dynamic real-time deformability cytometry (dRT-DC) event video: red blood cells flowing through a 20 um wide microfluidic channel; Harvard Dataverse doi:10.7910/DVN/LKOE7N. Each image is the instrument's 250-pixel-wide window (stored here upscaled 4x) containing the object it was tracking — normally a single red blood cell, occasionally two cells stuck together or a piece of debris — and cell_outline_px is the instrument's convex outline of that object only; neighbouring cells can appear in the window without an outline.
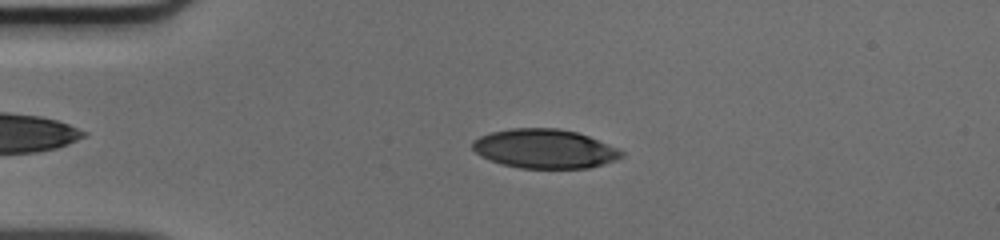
{"species": "human", "species_latin": "Homo sapiens", "temperature_condition": "cold", "stored_images_in_passage": 44, "camera_frame_rate_fps": 3000, "um_per_image_px": 0.085, "donor": {"sex": "male"}, "frame": {"image": 1, "passage_image": 11, "time_ms": 3.333, "image_size_px": [1000, 240], "cell_outline_px": [[624, 156], [616, 160], [604, 164], [588, 168], [520, 168], [504, 164], [480, 156], [472, 148], [472, 140], [480, 136], [492, 132], [512, 128], [560, 128], [576, 132], [588, 136], [616, 148], [624, 152]], "centroid_in_image_um": [46.29, 12.64], "position_along_channel_um": 38.7, "area_um2": 33.81}}
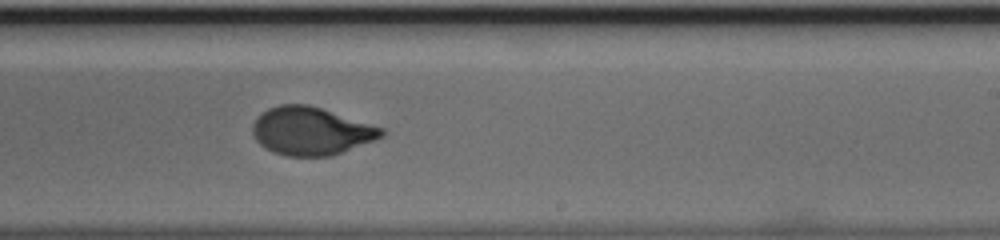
{"frame": {"image": 2, "passage_image": 30, "time_ms": 9.667, "image_size_px": [1000, 240], "cell_outline_px": [[384, 136], [332, 156], [284, 156], [272, 152], [264, 148], [256, 140], [252, 132], [252, 124], [256, 116], [268, 108], [280, 104], [308, 104], [384, 128]], "centroid_in_image_um": [26.39, 11.14], "position_along_channel_um": 262.6, "area_um2": 36.13}}
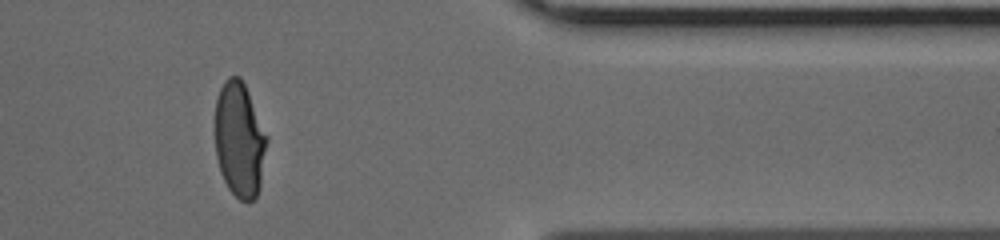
{"frame": {"image": 3, "passage_image": 41, "time_ms": 13.333, "image_size_px": [1000, 240], "cell_outline_px": [[268, 140], [260, 184], [256, 196], [248, 204], [240, 200], [228, 188], [220, 172], [216, 156], [216, 100], [220, 88], [224, 80], [228, 76], [240, 76], [248, 92], [268, 136]], "centroid_in_image_um": [20.36, 11.88], "position_along_channel_um": 391.0, "area_um2": 34.74}}